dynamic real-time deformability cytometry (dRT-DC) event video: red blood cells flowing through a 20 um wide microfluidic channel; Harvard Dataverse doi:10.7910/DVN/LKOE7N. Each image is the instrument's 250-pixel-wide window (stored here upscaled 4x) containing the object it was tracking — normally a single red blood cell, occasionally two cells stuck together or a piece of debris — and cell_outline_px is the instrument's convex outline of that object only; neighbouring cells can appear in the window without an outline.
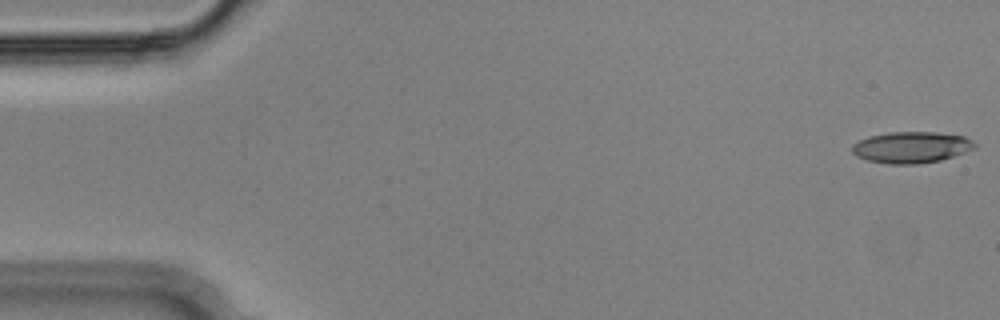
{"species": "Egyptian fruit bat (a non-hibernating species)", "species_latin": "Rousettus aegyptiacus", "temperature_condition": "cold", "stored_images_in_passage": 54, "camera_frame_rate_fps": 3000, "um_per_image_px": 0.085, "animal": {"sex": "male"}, "frame": {"image": 1, "passage_image": 1, "time_ms": 0.0, "image_size_px": [1000, 320], "cell_outline_px": [[976, 148], [940, 160], [916, 164], [888, 164], [868, 160], [856, 156], [852, 152], [852, 144], [868, 136], [888, 132], [936, 132], [964, 136], [972, 140], [976, 144]], "centroid_in_image_um": [77.45, 12.51], "position_along_channel_um": 7.6, "area_um2": 22.37}}
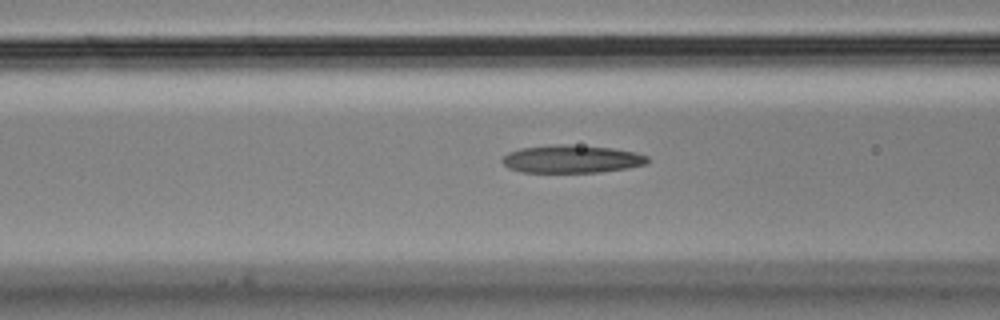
{"frame": {"image": 2, "passage_image": 21, "time_ms": 6.667, "image_size_px": [1000, 320], "cell_outline_px": [[648, 164], [628, 168], [600, 172], [520, 172], [508, 168], [500, 160], [508, 152], [520, 148], [552, 144], [568, 144], [612, 148], [636, 152], [648, 156]], "centroid_in_image_um": [48.58, 13.51], "position_along_channel_um": 118.0, "area_um2": 23.81}}
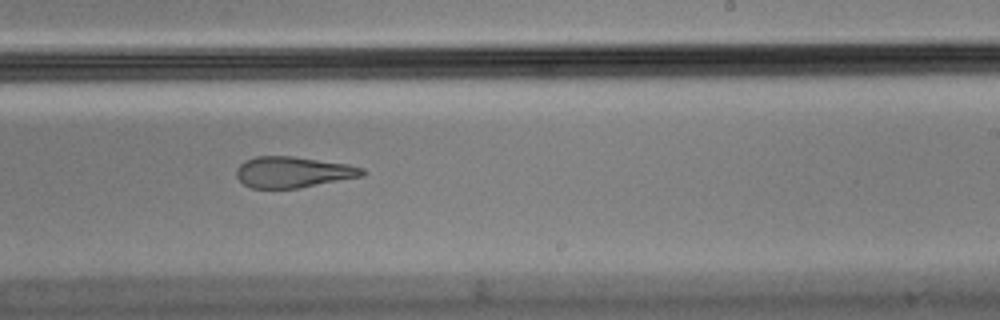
{"frame": {"image": 3, "passage_image": 33, "time_ms": 10.667, "image_size_px": [1000, 320], "cell_outline_px": [[368, 172], [364, 176], [296, 188], [252, 188], [244, 184], [236, 176], [236, 168], [244, 160], [256, 156], [292, 156], [348, 164], [364, 168]], "centroid_in_image_um": [24.92, 14.62], "position_along_channel_um": 264.1, "area_um2": 22.77}}